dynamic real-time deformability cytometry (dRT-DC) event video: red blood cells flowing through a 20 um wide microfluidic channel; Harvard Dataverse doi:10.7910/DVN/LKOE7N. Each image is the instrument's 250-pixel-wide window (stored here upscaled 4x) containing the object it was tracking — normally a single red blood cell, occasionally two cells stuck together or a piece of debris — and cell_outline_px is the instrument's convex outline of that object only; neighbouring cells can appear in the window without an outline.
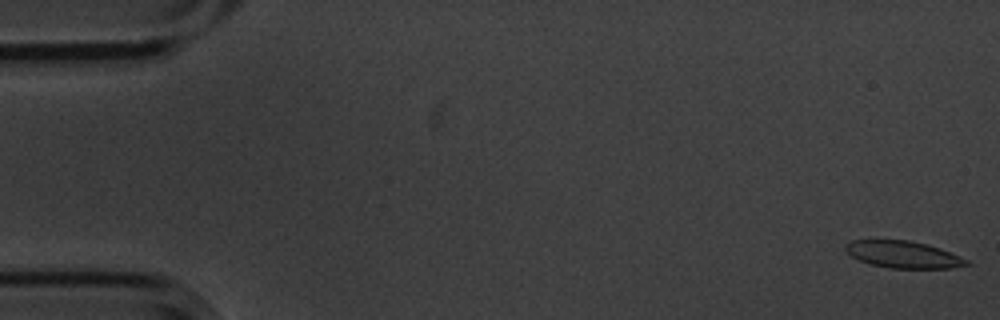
{"species": "common noctule bat (a hibernating species)", "species_latin": "Nyctalus noctula", "temperature_condition": "cold", "stored_images_in_passage": 55, "camera_frame_rate_fps": 3000, "um_per_image_px": 0.085, "animal": {"sex": "male", "body_mass_g": 20.1, "forearm_length_mm": 53.5}, "frame": {"image": 1, "passage_image": 1, "time_ms": 0.0, "image_size_px": [1000, 320], "cell_outline_px": [[972, 264], [952, 268], [888, 268], [868, 264], [852, 256], [844, 248], [844, 244], [852, 240], [908, 240], [940, 248], [960, 256], [968, 260]], "centroid_in_image_um": [76.77, 21.64], "position_along_channel_um": 8.2, "area_um2": 19.02}}
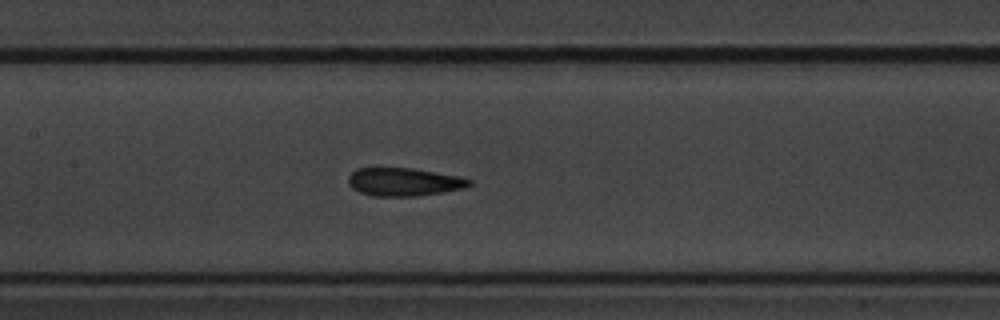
{"frame": {"image": 2, "passage_image": 26, "time_ms": 8.333, "image_size_px": [1000, 320], "cell_outline_px": [[472, 184], [464, 188], [416, 196], [372, 196], [360, 192], [352, 188], [348, 184], [348, 176], [356, 168], [412, 168], [460, 176], [472, 180]], "centroid_in_image_um": [34.32, 15.46], "position_along_channel_um": 173.1, "area_um2": 19.83}}
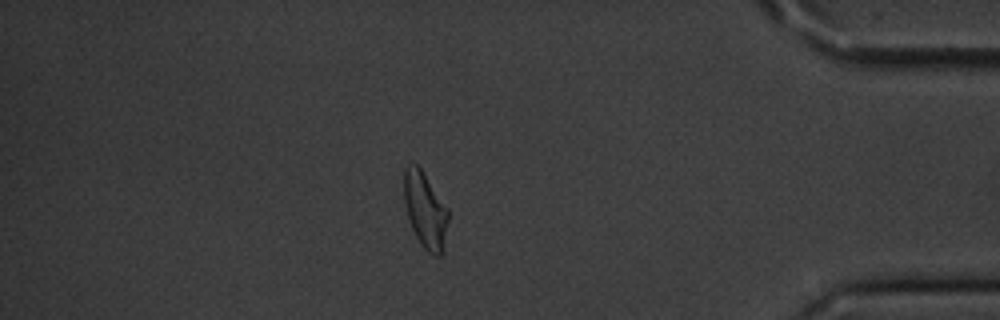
{"frame": {"image": 3, "passage_image": 48, "time_ms": 15.667, "image_size_px": [1000, 320], "cell_outline_px": [[448, 220], [444, 252], [440, 256], [436, 256], [428, 252], [420, 244], [412, 228], [404, 204], [404, 168], [408, 164], [416, 164], [420, 168], [448, 208]], "centroid_in_image_um": [36.15, 17.9], "position_along_channel_um": 399.0, "area_um2": 19.59}, "authors_computed_cell_mechanics": {"area_um2": 19.9988, "velocity_mm_per_s": 3.576, "shape_relaxation_time_tau1_ms": 3.3239, "shape_relaxation_time_tau2_ms": 2.7056, "deformation_change_tau1": 0.1186, "deformation_change_tau2": 0.1071}}